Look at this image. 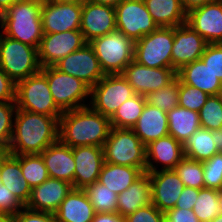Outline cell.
I'll return each instance as SVG.
<instances>
[{"instance_id": "obj_1", "label": "cell", "mask_w": 222, "mask_h": 222, "mask_svg": "<svg viewBox=\"0 0 222 222\" xmlns=\"http://www.w3.org/2000/svg\"><path fill=\"white\" fill-rule=\"evenodd\" d=\"M59 118L17 108L9 154H41L59 140Z\"/></svg>"}, {"instance_id": "obj_2", "label": "cell", "mask_w": 222, "mask_h": 222, "mask_svg": "<svg viewBox=\"0 0 222 222\" xmlns=\"http://www.w3.org/2000/svg\"><path fill=\"white\" fill-rule=\"evenodd\" d=\"M111 128L108 117L86 106L63 112L59 118V140L71 148L103 147Z\"/></svg>"}, {"instance_id": "obj_3", "label": "cell", "mask_w": 222, "mask_h": 222, "mask_svg": "<svg viewBox=\"0 0 222 222\" xmlns=\"http://www.w3.org/2000/svg\"><path fill=\"white\" fill-rule=\"evenodd\" d=\"M42 0H18L0 18L3 34L11 39L39 48L43 37Z\"/></svg>"}, {"instance_id": "obj_4", "label": "cell", "mask_w": 222, "mask_h": 222, "mask_svg": "<svg viewBox=\"0 0 222 222\" xmlns=\"http://www.w3.org/2000/svg\"><path fill=\"white\" fill-rule=\"evenodd\" d=\"M104 161L146 169V146L132 129L112 127L103 145Z\"/></svg>"}, {"instance_id": "obj_5", "label": "cell", "mask_w": 222, "mask_h": 222, "mask_svg": "<svg viewBox=\"0 0 222 222\" xmlns=\"http://www.w3.org/2000/svg\"><path fill=\"white\" fill-rule=\"evenodd\" d=\"M41 71L46 75L53 100L62 112L89 106L91 88L82 80L54 66L43 67Z\"/></svg>"}, {"instance_id": "obj_6", "label": "cell", "mask_w": 222, "mask_h": 222, "mask_svg": "<svg viewBox=\"0 0 222 222\" xmlns=\"http://www.w3.org/2000/svg\"><path fill=\"white\" fill-rule=\"evenodd\" d=\"M0 67L17 84L41 70L38 49L3 34L0 40Z\"/></svg>"}, {"instance_id": "obj_7", "label": "cell", "mask_w": 222, "mask_h": 222, "mask_svg": "<svg viewBox=\"0 0 222 222\" xmlns=\"http://www.w3.org/2000/svg\"><path fill=\"white\" fill-rule=\"evenodd\" d=\"M89 44L105 74H120L134 60L135 42L117 30L95 38Z\"/></svg>"}, {"instance_id": "obj_8", "label": "cell", "mask_w": 222, "mask_h": 222, "mask_svg": "<svg viewBox=\"0 0 222 222\" xmlns=\"http://www.w3.org/2000/svg\"><path fill=\"white\" fill-rule=\"evenodd\" d=\"M16 106L52 117H61L63 114L55 104L47 77L41 70L16 84Z\"/></svg>"}, {"instance_id": "obj_9", "label": "cell", "mask_w": 222, "mask_h": 222, "mask_svg": "<svg viewBox=\"0 0 222 222\" xmlns=\"http://www.w3.org/2000/svg\"><path fill=\"white\" fill-rule=\"evenodd\" d=\"M174 27H158L135 42L134 61L151 68H172Z\"/></svg>"}, {"instance_id": "obj_10", "label": "cell", "mask_w": 222, "mask_h": 222, "mask_svg": "<svg viewBox=\"0 0 222 222\" xmlns=\"http://www.w3.org/2000/svg\"><path fill=\"white\" fill-rule=\"evenodd\" d=\"M134 95L132 86L121 74H106L91 88L89 106L110 119Z\"/></svg>"}, {"instance_id": "obj_11", "label": "cell", "mask_w": 222, "mask_h": 222, "mask_svg": "<svg viewBox=\"0 0 222 222\" xmlns=\"http://www.w3.org/2000/svg\"><path fill=\"white\" fill-rule=\"evenodd\" d=\"M115 12L117 31L134 42L158 28L144 0H122L115 6Z\"/></svg>"}, {"instance_id": "obj_12", "label": "cell", "mask_w": 222, "mask_h": 222, "mask_svg": "<svg viewBox=\"0 0 222 222\" xmlns=\"http://www.w3.org/2000/svg\"><path fill=\"white\" fill-rule=\"evenodd\" d=\"M54 67L63 73L82 80L90 88L106 75L100 66L93 47L89 43L65 56Z\"/></svg>"}, {"instance_id": "obj_13", "label": "cell", "mask_w": 222, "mask_h": 222, "mask_svg": "<svg viewBox=\"0 0 222 222\" xmlns=\"http://www.w3.org/2000/svg\"><path fill=\"white\" fill-rule=\"evenodd\" d=\"M86 43L80 30L43 33L38 48V60L41 68L54 66L65 56L82 48Z\"/></svg>"}, {"instance_id": "obj_14", "label": "cell", "mask_w": 222, "mask_h": 222, "mask_svg": "<svg viewBox=\"0 0 222 222\" xmlns=\"http://www.w3.org/2000/svg\"><path fill=\"white\" fill-rule=\"evenodd\" d=\"M120 74L132 86L134 93L142 96L167 86L176 78L173 68H151L134 60Z\"/></svg>"}, {"instance_id": "obj_15", "label": "cell", "mask_w": 222, "mask_h": 222, "mask_svg": "<svg viewBox=\"0 0 222 222\" xmlns=\"http://www.w3.org/2000/svg\"><path fill=\"white\" fill-rule=\"evenodd\" d=\"M82 3H56L42 0L43 33L80 30Z\"/></svg>"}, {"instance_id": "obj_16", "label": "cell", "mask_w": 222, "mask_h": 222, "mask_svg": "<svg viewBox=\"0 0 222 222\" xmlns=\"http://www.w3.org/2000/svg\"><path fill=\"white\" fill-rule=\"evenodd\" d=\"M116 30L114 6L97 4L88 0L82 3L80 31L87 43Z\"/></svg>"}, {"instance_id": "obj_17", "label": "cell", "mask_w": 222, "mask_h": 222, "mask_svg": "<svg viewBox=\"0 0 222 222\" xmlns=\"http://www.w3.org/2000/svg\"><path fill=\"white\" fill-rule=\"evenodd\" d=\"M186 24L208 44L222 43V0H216L187 13Z\"/></svg>"}, {"instance_id": "obj_18", "label": "cell", "mask_w": 222, "mask_h": 222, "mask_svg": "<svg viewBox=\"0 0 222 222\" xmlns=\"http://www.w3.org/2000/svg\"><path fill=\"white\" fill-rule=\"evenodd\" d=\"M207 44L206 40L188 24L174 27L172 68L177 72L182 66L200 59Z\"/></svg>"}, {"instance_id": "obj_19", "label": "cell", "mask_w": 222, "mask_h": 222, "mask_svg": "<svg viewBox=\"0 0 222 222\" xmlns=\"http://www.w3.org/2000/svg\"><path fill=\"white\" fill-rule=\"evenodd\" d=\"M75 161L74 188L84 189L99 179L104 164L103 147L78 146L72 148Z\"/></svg>"}, {"instance_id": "obj_20", "label": "cell", "mask_w": 222, "mask_h": 222, "mask_svg": "<svg viewBox=\"0 0 222 222\" xmlns=\"http://www.w3.org/2000/svg\"><path fill=\"white\" fill-rule=\"evenodd\" d=\"M151 183L152 204L161 212L173 209L184 184L174 170L147 172Z\"/></svg>"}, {"instance_id": "obj_21", "label": "cell", "mask_w": 222, "mask_h": 222, "mask_svg": "<svg viewBox=\"0 0 222 222\" xmlns=\"http://www.w3.org/2000/svg\"><path fill=\"white\" fill-rule=\"evenodd\" d=\"M72 189L73 185L69 182L49 177L40 185L32 188L25 207L54 214Z\"/></svg>"}, {"instance_id": "obj_22", "label": "cell", "mask_w": 222, "mask_h": 222, "mask_svg": "<svg viewBox=\"0 0 222 222\" xmlns=\"http://www.w3.org/2000/svg\"><path fill=\"white\" fill-rule=\"evenodd\" d=\"M183 157V144L171 135L156 139L146 146L145 172L173 170Z\"/></svg>"}, {"instance_id": "obj_23", "label": "cell", "mask_w": 222, "mask_h": 222, "mask_svg": "<svg viewBox=\"0 0 222 222\" xmlns=\"http://www.w3.org/2000/svg\"><path fill=\"white\" fill-rule=\"evenodd\" d=\"M51 178L69 182L74 188L75 161L72 148L60 140L49 145L41 154Z\"/></svg>"}, {"instance_id": "obj_24", "label": "cell", "mask_w": 222, "mask_h": 222, "mask_svg": "<svg viewBox=\"0 0 222 222\" xmlns=\"http://www.w3.org/2000/svg\"><path fill=\"white\" fill-rule=\"evenodd\" d=\"M132 130L147 146L156 139L169 135L167 113L146 102L143 112Z\"/></svg>"}, {"instance_id": "obj_25", "label": "cell", "mask_w": 222, "mask_h": 222, "mask_svg": "<svg viewBox=\"0 0 222 222\" xmlns=\"http://www.w3.org/2000/svg\"><path fill=\"white\" fill-rule=\"evenodd\" d=\"M184 156L203 162L222 152V129L200 128L183 144Z\"/></svg>"}, {"instance_id": "obj_26", "label": "cell", "mask_w": 222, "mask_h": 222, "mask_svg": "<svg viewBox=\"0 0 222 222\" xmlns=\"http://www.w3.org/2000/svg\"><path fill=\"white\" fill-rule=\"evenodd\" d=\"M176 77L182 84H188L206 92L209 95L222 94V82L217 78L201 60L182 66Z\"/></svg>"}, {"instance_id": "obj_27", "label": "cell", "mask_w": 222, "mask_h": 222, "mask_svg": "<svg viewBox=\"0 0 222 222\" xmlns=\"http://www.w3.org/2000/svg\"><path fill=\"white\" fill-rule=\"evenodd\" d=\"M54 215L57 222H91L95 211L85 191L73 188Z\"/></svg>"}, {"instance_id": "obj_28", "label": "cell", "mask_w": 222, "mask_h": 222, "mask_svg": "<svg viewBox=\"0 0 222 222\" xmlns=\"http://www.w3.org/2000/svg\"><path fill=\"white\" fill-rule=\"evenodd\" d=\"M152 204L149 174L144 172L128 189L118 194L117 213L126 217L137 209Z\"/></svg>"}, {"instance_id": "obj_29", "label": "cell", "mask_w": 222, "mask_h": 222, "mask_svg": "<svg viewBox=\"0 0 222 222\" xmlns=\"http://www.w3.org/2000/svg\"><path fill=\"white\" fill-rule=\"evenodd\" d=\"M0 180L25 206L30 198L32 188L22 176L19 160L7 154L0 163Z\"/></svg>"}, {"instance_id": "obj_30", "label": "cell", "mask_w": 222, "mask_h": 222, "mask_svg": "<svg viewBox=\"0 0 222 222\" xmlns=\"http://www.w3.org/2000/svg\"><path fill=\"white\" fill-rule=\"evenodd\" d=\"M158 27H177L186 23L187 13L181 0H144Z\"/></svg>"}, {"instance_id": "obj_31", "label": "cell", "mask_w": 222, "mask_h": 222, "mask_svg": "<svg viewBox=\"0 0 222 222\" xmlns=\"http://www.w3.org/2000/svg\"><path fill=\"white\" fill-rule=\"evenodd\" d=\"M168 133L184 144L187 139L201 128L199 112L177 106L167 112Z\"/></svg>"}, {"instance_id": "obj_32", "label": "cell", "mask_w": 222, "mask_h": 222, "mask_svg": "<svg viewBox=\"0 0 222 222\" xmlns=\"http://www.w3.org/2000/svg\"><path fill=\"white\" fill-rule=\"evenodd\" d=\"M143 172L137 167L115 165L104 162L98 182L108 187L109 190L120 194L128 189Z\"/></svg>"}, {"instance_id": "obj_33", "label": "cell", "mask_w": 222, "mask_h": 222, "mask_svg": "<svg viewBox=\"0 0 222 222\" xmlns=\"http://www.w3.org/2000/svg\"><path fill=\"white\" fill-rule=\"evenodd\" d=\"M145 104L146 97L139 94L127 99L110 118L111 126L132 129L142 114Z\"/></svg>"}, {"instance_id": "obj_34", "label": "cell", "mask_w": 222, "mask_h": 222, "mask_svg": "<svg viewBox=\"0 0 222 222\" xmlns=\"http://www.w3.org/2000/svg\"><path fill=\"white\" fill-rule=\"evenodd\" d=\"M90 200L95 213L117 212L118 194L109 190L98 181L83 189Z\"/></svg>"}, {"instance_id": "obj_35", "label": "cell", "mask_w": 222, "mask_h": 222, "mask_svg": "<svg viewBox=\"0 0 222 222\" xmlns=\"http://www.w3.org/2000/svg\"><path fill=\"white\" fill-rule=\"evenodd\" d=\"M14 156L19 160L22 176L31 188L40 185L49 178L47 168L40 154Z\"/></svg>"}, {"instance_id": "obj_36", "label": "cell", "mask_w": 222, "mask_h": 222, "mask_svg": "<svg viewBox=\"0 0 222 222\" xmlns=\"http://www.w3.org/2000/svg\"><path fill=\"white\" fill-rule=\"evenodd\" d=\"M192 210L200 222H210L217 217L221 213L217 189L201 188Z\"/></svg>"}, {"instance_id": "obj_37", "label": "cell", "mask_w": 222, "mask_h": 222, "mask_svg": "<svg viewBox=\"0 0 222 222\" xmlns=\"http://www.w3.org/2000/svg\"><path fill=\"white\" fill-rule=\"evenodd\" d=\"M185 187L204 188L202 162L184 156L173 169Z\"/></svg>"}, {"instance_id": "obj_38", "label": "cell", "mask_w": 222, "mask_h": 222, "mask_svg": "<svg viewBox=\"0 0 222 222\" xmlns=\"http://www.w3.org/2000/svg\"><path fill=\"white\" fill-rule=\"evenodd\" d=\"M146 102L166 113L178 106L179 103V79L176 77L170 84L157 91L150 92Z\"/></svg>"}, {"instance_id": "obj_39", "label": "cell", "mask_w": 222, "mask_h": 222, "mask_svg": "<svg viewBox=\"0 0 222 222\" xmlns=\"http://www.w3.org/2000/svg\"><path fill=\"white\" fill-rule=\"evenodd\" d=\"M199 121L203 129H222V94L208 97L199 111Z\"/></svg>"}, {"instance_id": "obj_40", "label": "cell", "mask_w": 222, "mask_h": 222, "mask_svg": "<svg viewBox=\"0 0 222 222\" xmlns=\"http://www.w3.org/2000/svg\"><path fill=\"white\" fill-rule=\"evenodd\" d=\"M16 110V101L0 102V146L7 149L12 138Z\"/></svg>"}, {"instance_id": "obj_41", "label": "cell", "mask_w": 222, "mask_h": 222, "mask_svg": "<svg viewBox=\"0 0 222 222\" xmlns=\"http://www.w3.org/2000/svg\"><path fill=\"white\" fill-rule=\"evenodd\" d=\"M209 96L206 92L179 81V106L199 112Z\"/></svg>"}, {"instance_id": "obj_42", "label": "cell", "mask_w": 222, "mask_h": 222, "mask_svg": "<svg viewBox=\"0 0 222 222\" xmlns=\"http://www.w3.org/2000/svg\"><path fill=\"white\" fill-rule=\"evenodd\" d=\"M202 165L205 188L220 189L222 187V152L203 161Z\"/></svg>"}, {"instance_id": "obj_43", "label": "cell", "mask_w": 222, "mask_h": 222, "mask_svg": "<svg viewBox=\"0 0 222 222\" xmlns=\"http://www.w3.org/2000/svg\"><path fill=\"white\" fill-rule=\"evenodd\" d=\"M200 59L222 82V43L207 44Z\"/></svg>"}, {"instance_id": "obj_44", "label": "cell", "mask_w": 222, "mask_h": 222, "mask_svg": "<svg viewBox=\"0 0 222 222\" xmlns=\"http://www.w3.org/2000/svg\"><path fill=\"white\" fill-rule=\"evenodd\" d=\"M126 222H165V215L156 206H148L137 209L134 213L125 217Z\"/></svg>"}, {"instance_id": "obj_45", "label": "cell", "mask_w": 222, "mask_h": 222, "mask_svg": "<svg viewBox=\"0 0 222 222\" xmlns=\"http://www.w3.org/2000/svg\"><path fill=\"white\" fill-rule=\"evenodd\" d=\"M25 206L0 180V214L15 215Z\"/></svg>"}, {"instance_id": "obj_46", "label": "cell", "mask_w": 222, "mask_h": 222, "mask_svg": "<svg viewBox=\"0 0 222 222\" xmlns=\"http://www.w3.org/2000/svg\"><path fill=\"white\" fill-rule=\"evenodd\" d=\"M15 222H57L52 213L30 210L24 207L14 215Z\"/></svg>"}, {"instance_id": "obj_47", "label": "cell", "mask_w": 222, "mask_h": 222, "mask_svg": "<svg viewBox=\"0 0 222 222\" xmlns=\"http://www.w3.org/2000/svg\"><path fill=\"white\" fill-rule=\"evenodd\" d=\"M16 101V83L0 67V102Z\"/></svg>"}, {"instance_id": "obj_48", "label": "cell", "mask_w": 222, "mask_h": 222, "mask_svg": "<svg viewBox=\"0 0 222 222\" xmlns=\"http://www.w3.org/2000/svg\"><path fill=\"white\" fill-rule=\"evenodd\" d=\"M164 215L165 222H200L192 209L173 208Z\"/></svg>"}, {"instance_id": "obj_49", "label": "cell", "mask_w": 222, "mask_h": 222, "mask_svg": "<svg viewBox=\"0 0 222 222\" xmlns=\"http://www.w3.org/2000/svg\"><path fill=\"white\" fill-rule=\"evenodd\" d=\"M199 190L200 189L197 188L184 187L183 192L179 196L174 208L193 209Z\"/></svg>"}, {"instance_id": "obj_50", "label": "cell", "mask_w": 222, "mask_h": 222, "mask_svg": "<svg viewBox=\"0 0 222 222\" xmlns=\"http://www.w3.org/2000/svg\"><path fill=\"white\" fill-rule=\"evenodd\" d=\"M91 222H126L125 217H122L117 212L110 213H95Z\"/></svg>"}, {"instance_id": "obj_51", "label": "cell", "mask_w": 222, "mask_h": 222, "mask_svg": "<svg viewBox=\"0 0 222 222\" xmlns=\"http://www.w3.org/2000/svg\"><path fill=\"white\" fill-rule=\"evenodd\" d=\"M216 0H181L183 9L186 13L190 12L191 10L204 6L205 4L211 3Z\"/></svg>"}, {"instance_id": "obj_52", "label": "cell", "mask_w": 222, "mask_h": 222, "mask_svg": "<svg viewBox=\"0 0 222 222\" xmlns=\"http://www.w3.org/2000/svg\"><path fill=\"white\" fill-rule=\"evenodd\" d=\"M18 0H0V15Z\"/></svg>"}, {"instance_id": "obj_53", "label": "cell", "mask_w": 222, "mask_h": 222, "mask_svg": "<svg viewBox=\"0 0 222 222\" xmlns=\"http://www.w3.org/2000/svg\"><path fill=\"white\" fill-rule=\"evenodd\" d=\"M93 3L97 4H106V5H111V6H117L122 0H88Z\"/></svg>"}, {"instance_id": "obj_54", "label": "cell", "mask_w": 222, "mask_h": 222, "mask_svg": "<svg viewBox=\"0 0 222 222\" xmlns=\"http://www.w3.org/2000/svg\"><path fill=\"white\" fill-rule=\"evenodd\" d=\"M0 222H15L14 215L0 214Z\"/></svg>"}, {"instance_id": "obj_55", "label": "cell", "mask_w": 222, "mask_h": 222, "mask_svg": "<svg viewBox=\"0 0 222 222\" xmlns=\"http://www.w3.org/2000/svg\"><path fill=\"white\" fill-rule=\"evenodd\" d=\"M56 3H83L85 0H47Z\"/></svg>"}, {"instance_id": "obj_56", "label": "cell", "mask_w": 222, "mask_h": 222, "mask_svg": "<svg viewBox=\"0 0 222 222\" xmlns=\"http://www.w3.org/2000/svg\"><path fill=\"white\" fill-rule=\"evenodd\" d=\"M8 149L7 148H4V147H1L0 146V163L1 161L5 158V156L8 154Z\"/></svg>"}, {"instance_id": "obj_57", "label": "cell", "mask_w": 222, "mask_h": 222, "mask_svg": "<svg viewBox=\"0 0 222 222\" xmlns=\"http://www.w3.org/2000/svg\"><path fill=\"white\" fill-rule=\"evenodd\" d=\"M217 193H218V204L220 207V211L222 213V187L217 190Z\"/></svg>"}, {"instance_id": "obj_58", "label": "cell", "mask_w": 222, "mask_h": 222, "mask_svg": "<svg viewBox=\"0 0 222 222\" xmlns=\"http://www.w3.org/2000/svg\"><path fill=\"white\" fill-rule=\"evenodd\" d=\"M210 222H222V213H220L217 217H215L212 221Z\"/></svg>"}, {"instance_id": "obj_59", "label": "cell", "mask_w": 222, "mask_h": 222, "mask_svg": "<svg viewBox=\"0 0 222 222\" xmlns=\"http://www.w3.org/2000/svg\"><path fill=\"white\" fill-rule=\"evenodd\" d=\"M1 30H2V31H1ZM2 35H3V29H2V26H1V24H0V40H1Z\"/></svg>"}]
</instances>
